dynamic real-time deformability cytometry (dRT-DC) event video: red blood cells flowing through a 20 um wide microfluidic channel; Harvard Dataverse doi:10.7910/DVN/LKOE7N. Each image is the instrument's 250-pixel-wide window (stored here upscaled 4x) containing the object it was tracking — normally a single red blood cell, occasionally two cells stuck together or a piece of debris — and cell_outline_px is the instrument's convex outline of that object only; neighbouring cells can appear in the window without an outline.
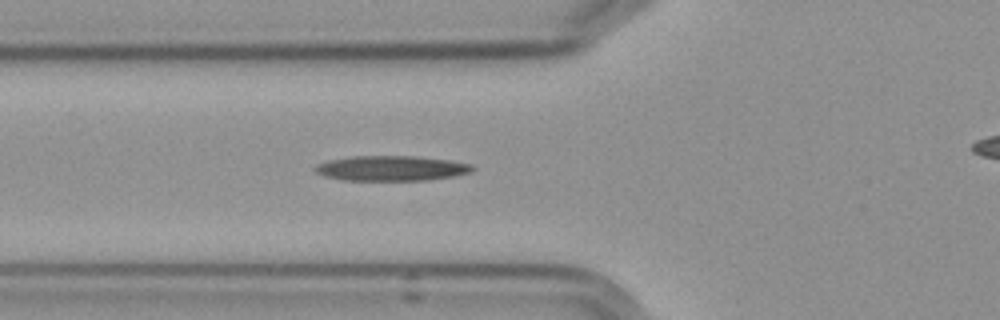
{"species": "Egyptian fruit bat (a non-hibernating species)", "species_latin": "Rousettus aegyptiacus", "temperature_condition": "cold", "stored_images_in_passage": 6, "segment_of_instrument_passage": [1, 2], "camera_frame_rate_fps": 3000, "um_per_image_px": 0.085, "frame": {"image": 1, "passage_image": 5, "time_ms": 5.667, "image_size_px": [1000, 320], "cell_outline_px": [[476, 168], [472, 172], [452, 176], [424, 180], [340, 180], [324, 176], [316, 172], [312, 168], [316, 164], [328, 160], [352, 156], [416, 156], [448, 160], [472, 164]], "centroid_in_image_um": [33.23, 14.3], "position_along_channel_um": 92.6, "area_um2": 23.06}}